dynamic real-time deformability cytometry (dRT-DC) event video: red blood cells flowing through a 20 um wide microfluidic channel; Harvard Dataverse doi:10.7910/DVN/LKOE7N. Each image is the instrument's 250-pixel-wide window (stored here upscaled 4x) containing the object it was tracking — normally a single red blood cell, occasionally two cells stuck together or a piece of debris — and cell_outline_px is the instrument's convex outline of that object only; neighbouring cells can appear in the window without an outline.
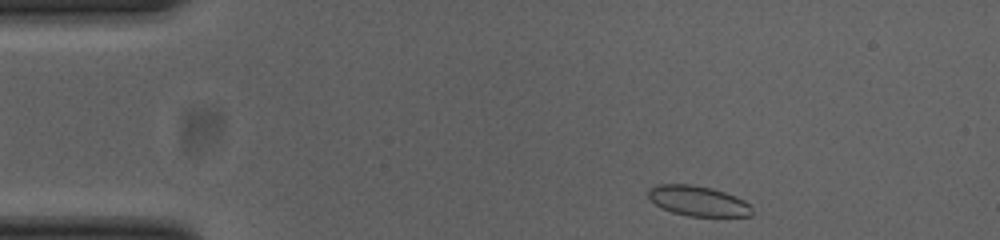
{"species": "common noctule bat (a hibernating species)", "species_latin": "Nyctalus noctula", "temperature_condition": "cold", "stored_images_in_passage": 46, "camera_frame_rate_fps": 3000, "um_per_image_px": 0.085, "animal": {"sex": "female", "body_mass_g": 23.0, "forearm_length_mm": 53.4}, "frame": {"image": 1, "passage_image": 1, "time_ms": 0.0, "image_size_px": [1000, 240], "cell_outline_px": [[752, 216], [688, 216], [672, 212], [656, 204], [648, 196], [648, 188], [656, 184], [692, 184], [712, 188], [736, 196], [744, 200], [752, 208]], "centroid_in_image_um": [59.33, 17.07], "position_along_channel_um": 25.7, "area_um2": 18.21}}
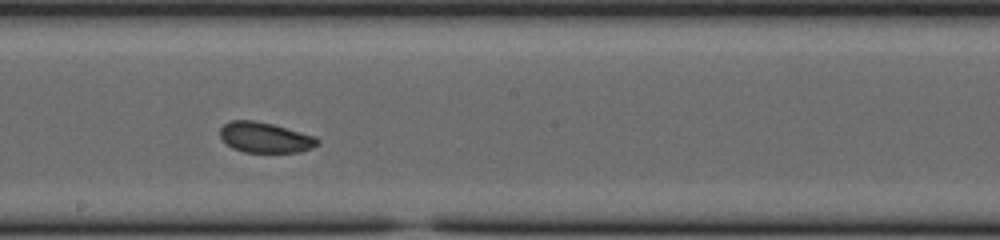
{"frame": {"image": 2, "passage_image": 22, "time_ms": 7.0, "image_size_px": [1000, 240], "cell_outline_px": [[320, 144], [312, 148], [300, 152], [244, 152], [232, 148], [220, 136], [220, 128], [224, 124], [232, 120], [256, 120], [272, 124], [316, 136], [320, 140]], "centroid_in_image_um": [22.56, 11.68], "position_along_channel_um": 225.6, "area_um2": 17.34}}
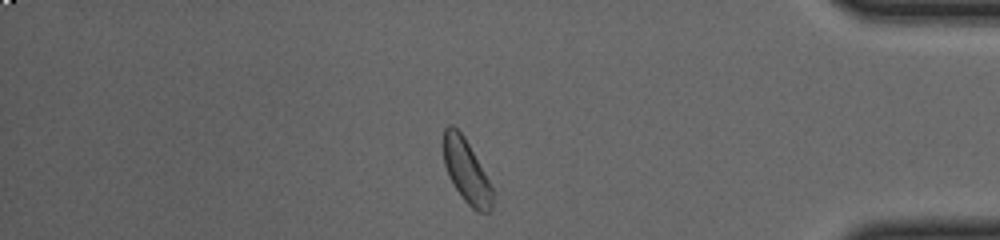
{"frame": {"image": 3, "passage_image": 38, "time_ms": 12.333, "image_size_px": [1000, 240], "cell_outline_px": [[492, 208], [488, 212], [476, 212], [464, 200], [456, 188], [444, 164], [444, 128], [448, 124], [452, 124], [464, 136], [488, 180], [492, 188]], "centroid_in_image_um": [39.64, 14.54], "position_along_channel_um": 395.6, "area_um2": 17.57}, "authors_computed_cell_mechanics": {"area_um2": 18.1781, "velocity_mm_per_s": 3.8107, "shape_relaxation_time_tau1_ms": 4.6609, "shape_relaxation_time_tau2_ms": 2.0995, "deformation_change_tau1": 0.0591, "deformation_change_tau2": 0.0661}}